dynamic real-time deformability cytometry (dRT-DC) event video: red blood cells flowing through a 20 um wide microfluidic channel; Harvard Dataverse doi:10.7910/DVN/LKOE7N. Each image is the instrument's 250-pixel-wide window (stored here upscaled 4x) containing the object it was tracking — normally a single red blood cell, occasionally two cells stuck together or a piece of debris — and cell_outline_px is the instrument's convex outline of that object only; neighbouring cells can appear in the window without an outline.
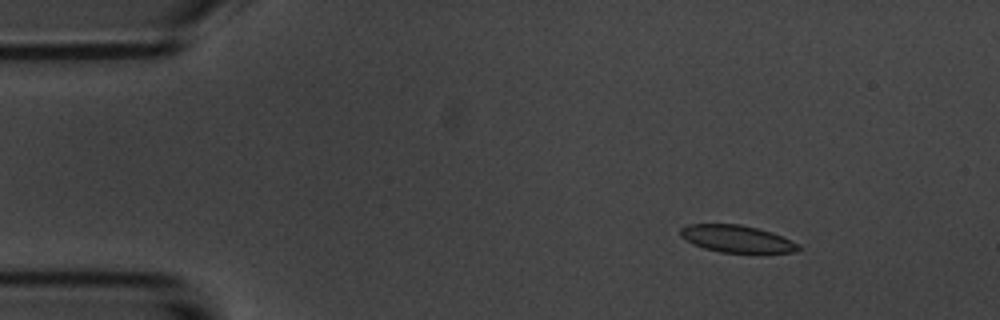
{"species": "common noctule bat (a hibernating species)", "species_latin": "Nyctalus noctula", "temperature_condition": "room temperature", "stored_images_in_passage": 9, "camera_frame_rate_fps": 3000, "um_per_image_px": 0.085, "animal": {"sex": "male", "body_mass_g": 20.1, "forearm_length_mm": 53.5}, "frame": {"image": 1, "passage_image": 2, "time_ms": 1.333, "image_size_px": [1000, 320], "cell_outline_px": [[800, 248], [796, 252], [720, 252], [704, 248], [692, 244], [680, 236], [680, 228], [688, 224], [740, 224], [756, 228], [780, 236], [800, 244]], "centroid_in_image_um": [62.57, 20.29], "position_along_channel_um": 22.4, "area_um2": 18.38}}
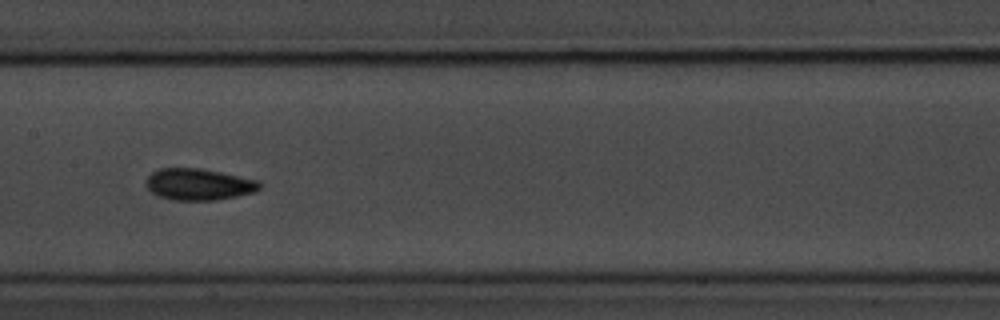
{"frame": {"image": 2, "passage_image": 8, "time_ms": 8.0, "image_size_px": [1000, 320], "cell_outline_px": [[264, 184], [256, 192], [216, 200], [172, 200], [156, 196], [144, 184], [144, 180], [152, 172], [160, 168], [200, 168], [260, 180]], "centroid_in_image_um": [16.89, 15.67], "position_along_channel_um": 190.5, "area_um2": 21.21}}
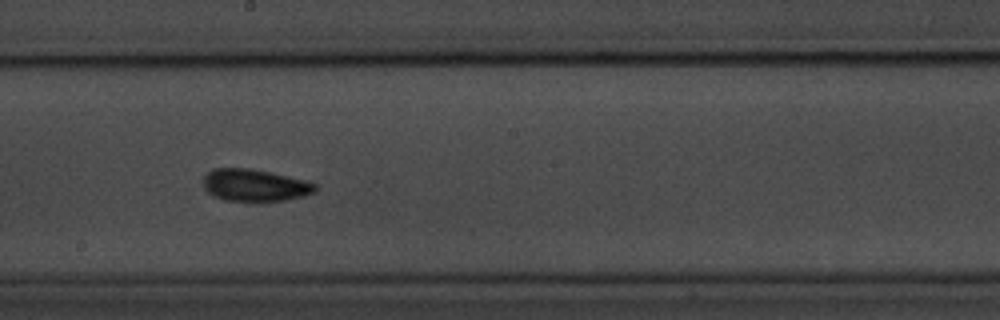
{"frame": {"image": 3, "passage_image": 9, "time_ms": 9.0, "image_size_px": [1000, 320], "cell_outline_px": [[316, 192], [304, 196], [284, 200], [260, 204], [252, 204], [224, 200], [216, 196], [204, 184], [204, 176], [208, 172], [216, 168], [248, 168], [268, 172], [304, 180], [316, 184]], "centroid_in_image_um": [21.7, 15.8], "position_along_channel_um": 226.5, "area_um2": 21.21}}